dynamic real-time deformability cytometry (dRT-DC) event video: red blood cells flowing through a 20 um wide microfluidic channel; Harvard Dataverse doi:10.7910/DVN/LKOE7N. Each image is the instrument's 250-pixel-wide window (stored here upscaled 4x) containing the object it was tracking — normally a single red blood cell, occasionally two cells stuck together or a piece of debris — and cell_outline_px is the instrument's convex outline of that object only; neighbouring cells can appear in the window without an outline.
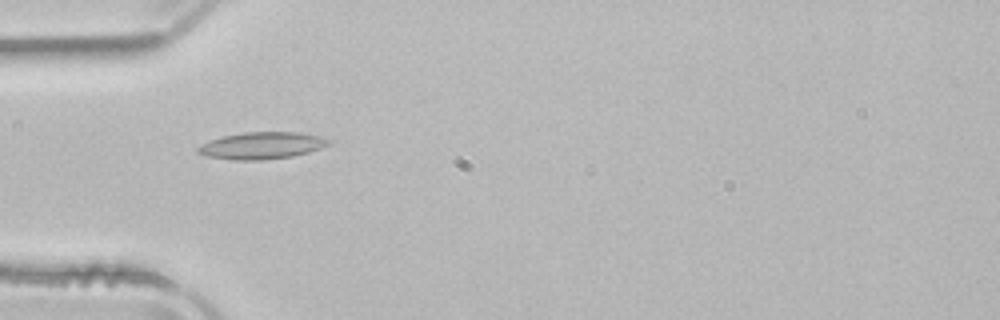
{"species": "common noctule bat (a hibernating species)", "species_latin": "Nyctalus noctula", "temperature_condition": "room temperature", "stored_images_in_passage": 52, "camera_frame_rate_fps": 3000, "um_per_image_px": 0.085, "animal": {"sex": "male", "body_mass_g": 21.5, "forearm_length_mm": 52.0}, "frame": {"image": 1, "passage_image": 16, "time_ms": 5.0, "image_size_px": [1000, 320], "cell_outline_px": [[332, 140], [328, 144], [320, 148], [308, 152], [292, 156], [264, 160], [236, 160], [208, 156], [196, 152], [196, 148], [212, 140], [224, 136], [244, 132], [300, 132], [320, 136]], "centroid_in_image_um": [22.29, 12.37], "position_along_channel_um": 62.7, "area_um2": 20.29}}
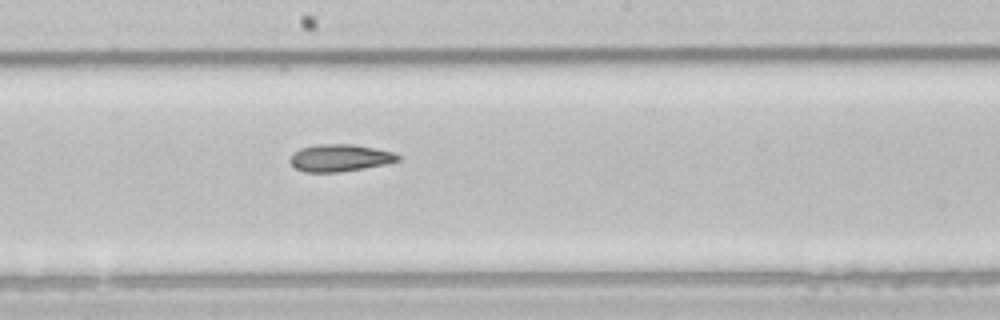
{"frame": {"image": 2, "passage_image": 28, "time_ms": 9.0, "image_size_px": [1000, 320], "cell_outline_px": [[400, 160], [384, 164], [364, 168], [340, 172], [304, 172], [296, 168], [288, 160], [300, 148], [316, 144], [352, 144], [376, 148], [392, 152], [400, 156]], "centroid_in_image_um": [28.88, 13.42], "position_along_channel_um": 219.3, "area_um2": 16.99}}
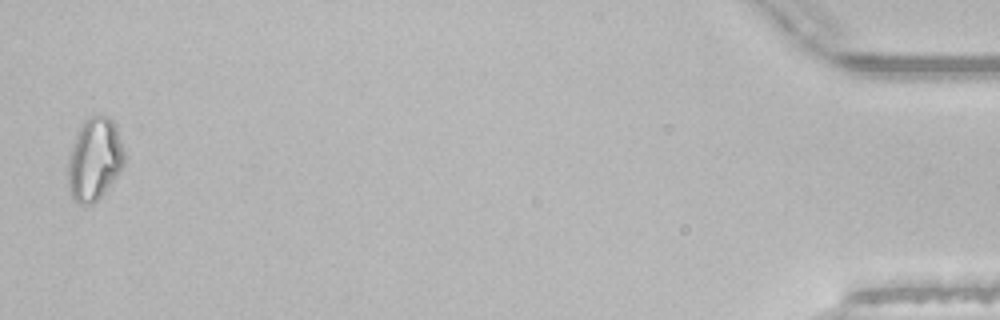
{"frame": {"image": 3, "passage_image": 51, "time_ms": 16.667, "image_size_px": [1000, 320], "cell_outline_px": [[124, 164], [116, 176], [104, 192], [92, 204], [80, 204], [72, 200], [68, 188], [68, 160], [76, 136], [84, 120], [88, 116], [108, 116], [116, 124], [124, 152]], "centroid_in_image_um": [8.02, 13.54], "position_along_channel_um": 427.2, "area_um2": 26.88}, "authors_computed_cell_mechanics": {"area_um2": 18.8717, "velocity_mm_per_s": 3.9408, "shape_relaxation_time_tau1_ms": null, "shape_relaxation_time_tau2_ms": 5.486, "deformation_change_tau1": null, "deformation_change_tau2": 0.1399}}